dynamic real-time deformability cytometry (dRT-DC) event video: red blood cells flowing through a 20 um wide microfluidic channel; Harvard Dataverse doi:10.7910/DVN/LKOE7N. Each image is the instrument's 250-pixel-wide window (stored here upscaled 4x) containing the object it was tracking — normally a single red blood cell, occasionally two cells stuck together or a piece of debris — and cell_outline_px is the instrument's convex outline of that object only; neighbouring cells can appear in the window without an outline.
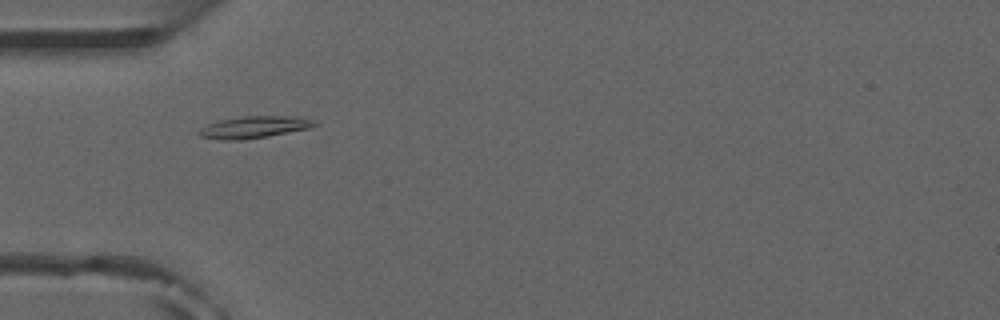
{"species": "common noctule bat (a hibernating species)", "species_latin": "Nyctalus noctula", "temperature_condition": "room temperature", "stored_images_in_passage": 7, "camera_frame_rate_fps": 3000, "um_per_image_px": 0.085, "animal": {"sex": "male", "forearm_length_mm": 52.5}, "frame": {"image": 1, "passage_image": 5, "time_ms": 4.333, "image_size_px": [1000, 320], "cell_outline_px": [[316, 124], [308, 128], [268, 136], [244, 140], [224, 140], [200, 136], [196, 132], [200, 128], [208, 124], [220, 120], [244, 116], [304, 116], [316, 120]], "centroid_in_image_um": [21.61, 10.8], "position_along_channel_um": 63.4, "area_um2": 14.8}}
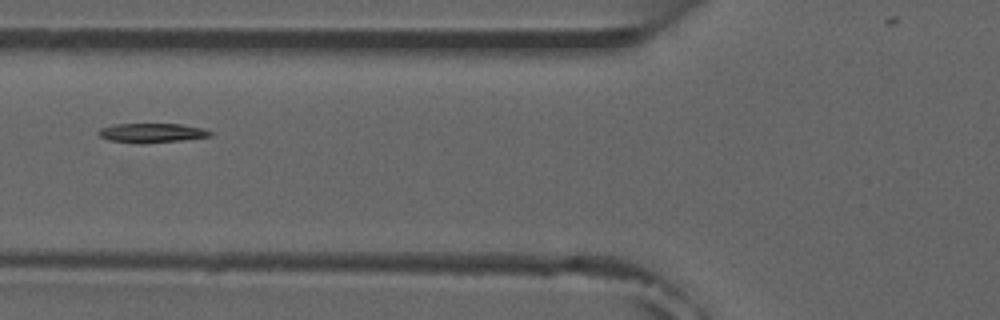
{"frame": {"image": 2, "passage_image": 6, "time_ms": 5.667, "image_size_px": [1000, 320], "cell_outline_px": [[212, 136], [184, 140], [140, 144], [108, 140], [100, 136], [96, 132], [100, 128], [112, 124], [180, 124], [204, 128], [212, 132]], "centroid_in_image_um": [12.89, 11.3], "position_along_channel_um": 112.9, "area_um2": 12.77}}
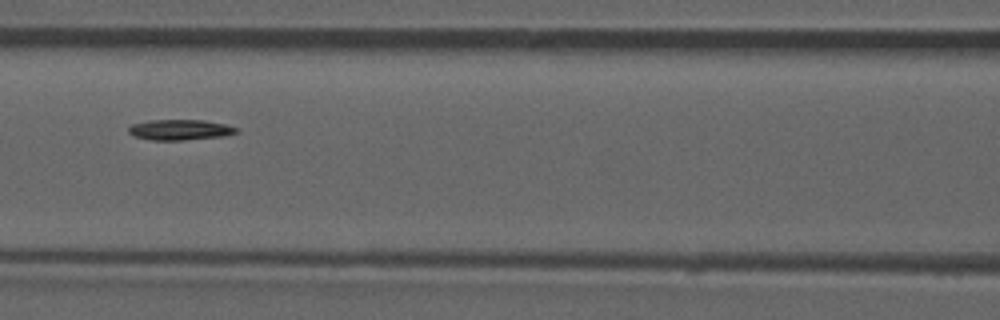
{"frame": {"image": 3, "passage_image": 7, "time_ms": 6.667, "image_size_px": [1000, 320], "cell_outline_px": [[240, 132], [224, 136], [184, 140], [152, 140], [136, 136], [128, 132], [128, 128], [132, 124], [148, 120], [204, 120], [224, 124], [240, 128]], "centroid_in_image_um": [15.35, 11.03], "position_along_channel_um": 151.3, "area_um2": 12.95}}